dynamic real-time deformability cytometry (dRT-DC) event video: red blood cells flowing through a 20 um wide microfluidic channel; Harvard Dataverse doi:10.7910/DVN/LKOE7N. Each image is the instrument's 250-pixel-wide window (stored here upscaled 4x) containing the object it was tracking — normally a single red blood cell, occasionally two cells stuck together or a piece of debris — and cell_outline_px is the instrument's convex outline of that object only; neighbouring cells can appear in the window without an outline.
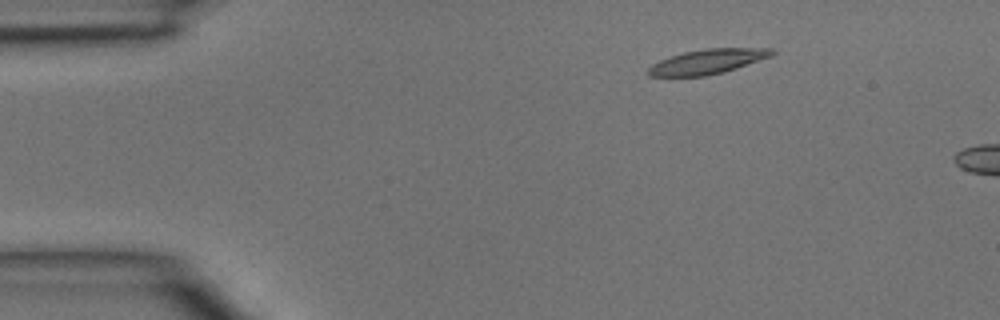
{"species": "common noctule bat (a hibernating species)", "species_latin": "Nyctalus noctula", "temperature_condition": "room temperature", "stored_images_in_passage": 3, "camera_frame_rate_fps": 3000, "um_per_image_px": 0.085, "animal": {"sex": "male", "body_mass_g": 15.6}, "frame": {"image": 1, "passage_image": 2, "time_ms": 0.333, "image_size_px": [1000, 320], "cell_outline_px": [[776, 52], [772, 56], [724, 72], [704, 76], [648, 76], [648, 68], [652, 64], [660, 60], [684, 52], [704, 48], [772, 48]], "centroid_in_image_um": [60.16, 5.23], "position_along_channel_um": 24.8, "area_um2": 17.74}}